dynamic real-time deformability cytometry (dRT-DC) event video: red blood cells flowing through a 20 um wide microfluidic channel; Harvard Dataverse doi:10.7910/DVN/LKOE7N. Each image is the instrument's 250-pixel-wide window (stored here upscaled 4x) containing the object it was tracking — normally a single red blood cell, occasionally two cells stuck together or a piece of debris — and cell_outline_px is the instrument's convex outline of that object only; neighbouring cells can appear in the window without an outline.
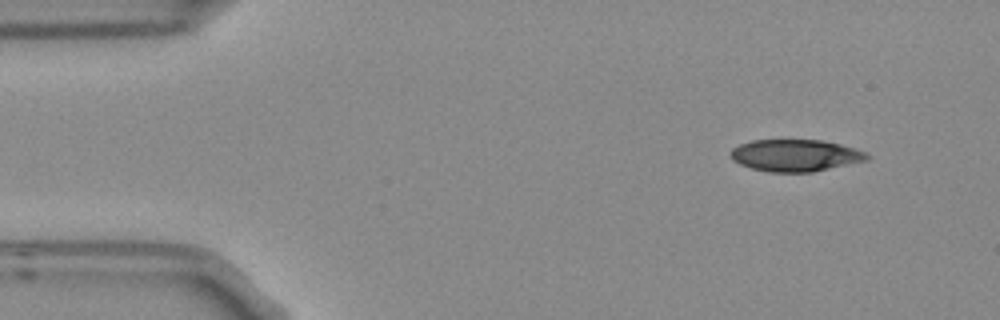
{"species": "Egyptian fruit bat (a non-hibernating species)", "species_latin": "Rousettus aegyptiacus", "temperature_condition": "room temperature", "stored_images_in_passage": 7, "camera_frame_rate_fps": 3000, "um_per_image_px": 0.085, "frame": {"image": 1, "passage_image": 1, "time_ms": 0.0, "image_size_px": [1000, 320], "cell_outline_px": [[872, 156], [868, 160], [812, 172], [768, 172], [752, 168], [740, 164], [732, 160], [732, 148], [740, 144], [752, 140], [820, 140], [840, 144], [856, 148], [868, 152]], "centroid_in_image_um": [67.66, 13.21], "position_along_channel_um": 17.3, "area_um2": 25.43}}
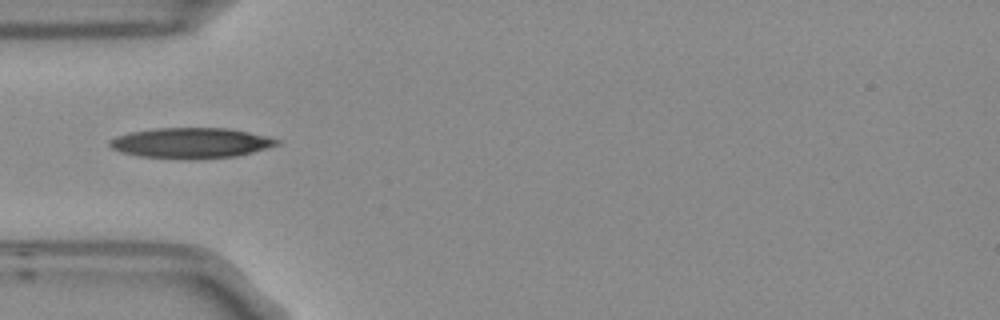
{"frame": {"image": 2, "passage_image": 4, "time_ms": 1.0, "image_size_px": [1000, 320], "cell_outline_px": [[280, 144], [268, 148], [236, 156], [188, 160], [140, 156], [120, 152], [112, 148], [108, 144], [108, 140], [116, 136], [128, 132], [156, 128], [228, 128], [248, 132], [280, 140]], "centroid_in_image_um": [16.19, 12.16], "position_along_channel_um": 68.8, "area_um2": 29.82}}